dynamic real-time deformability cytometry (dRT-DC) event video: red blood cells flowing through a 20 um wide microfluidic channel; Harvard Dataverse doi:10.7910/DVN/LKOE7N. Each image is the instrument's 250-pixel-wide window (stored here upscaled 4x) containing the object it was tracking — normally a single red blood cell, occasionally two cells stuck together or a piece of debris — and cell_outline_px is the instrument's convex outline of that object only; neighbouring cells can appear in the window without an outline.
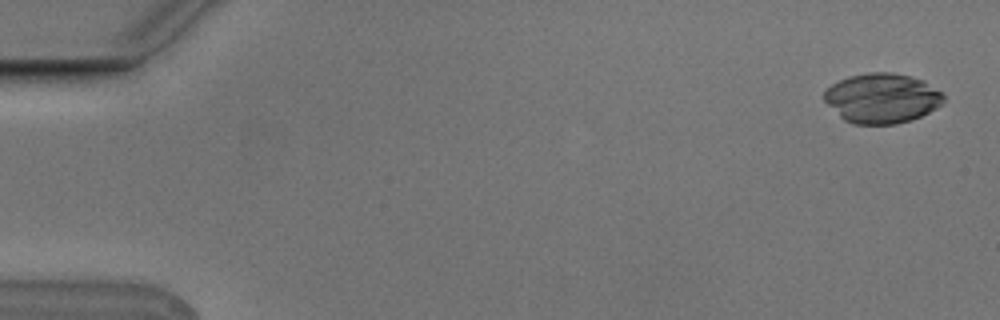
{"species": "Egyptian fruit bat (a non-hibernating species)", "species_latin": "Rousettus aegyptiacus", "temperature_condition": "cold", "stored_images_in_passage": 6, "camera_frame_rate_fps": 3000, "um_per_image_px": 0.085, "animal": {"sex": "male"}, "frame": {"image": 1, "passage_image": 1, "time_ms": 0.0, "image_size_px": [1000, 320], "cell_outline_px": [[944, 100], [936, 108], [912, 120], [896, 124], [852, 124], [844, 120], [824, 100], [824, 92], [832, 84], [848, 76], [868, 72], [892, 72], [912, 76], [924, 80], [940, 92], [944, 96]], "centroid_in_image_um": [74.96, 8.34], "position_along_channel_um": 10.0, "area_um2": 34.62}}